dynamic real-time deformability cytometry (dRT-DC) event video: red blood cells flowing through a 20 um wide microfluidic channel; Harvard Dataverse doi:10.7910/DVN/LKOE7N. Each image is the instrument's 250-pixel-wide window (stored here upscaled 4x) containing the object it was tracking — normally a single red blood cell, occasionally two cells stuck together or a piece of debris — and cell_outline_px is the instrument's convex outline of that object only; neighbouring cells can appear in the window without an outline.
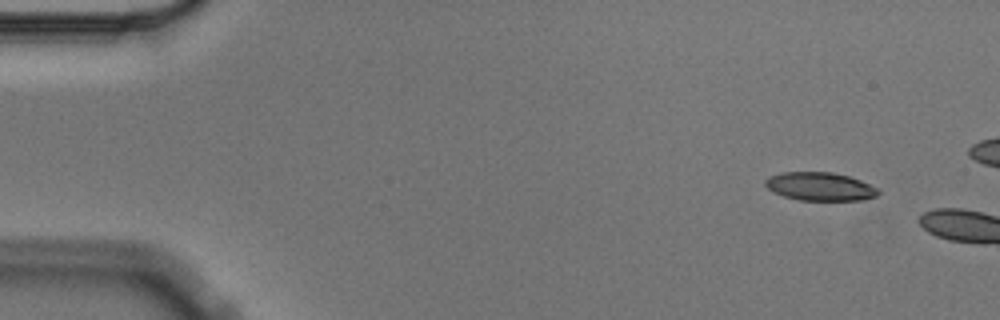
{"species": "Egyptian fruit bat (a non-hibernating species)", "species_latin": "Rousettus aegyptiacus", "temperature_condition": "cold", "stored_images_in_passage": 2, "camera_frame_rate_fps": 3000, "um_per_image_px": 0.085, "animal": {"sex": "male"}, "frame": {"image": 1, "passage_image": 1, "time_ms": 0.0, "image_size_px": [1000, 320], "cell_outline_px": [[880, 192], [876, 196], [864, 200], [800, 200], [784, 196], [772, 192], [764, 184], [764, 180], [768, 176], [780, 172], [832, 172], [848, 176], [860, 180], [880, 188]], "centroid_in_image_um": [69.7, 15.85], "position_along_channel_um": 15.3, "area_um2": 18.84}}